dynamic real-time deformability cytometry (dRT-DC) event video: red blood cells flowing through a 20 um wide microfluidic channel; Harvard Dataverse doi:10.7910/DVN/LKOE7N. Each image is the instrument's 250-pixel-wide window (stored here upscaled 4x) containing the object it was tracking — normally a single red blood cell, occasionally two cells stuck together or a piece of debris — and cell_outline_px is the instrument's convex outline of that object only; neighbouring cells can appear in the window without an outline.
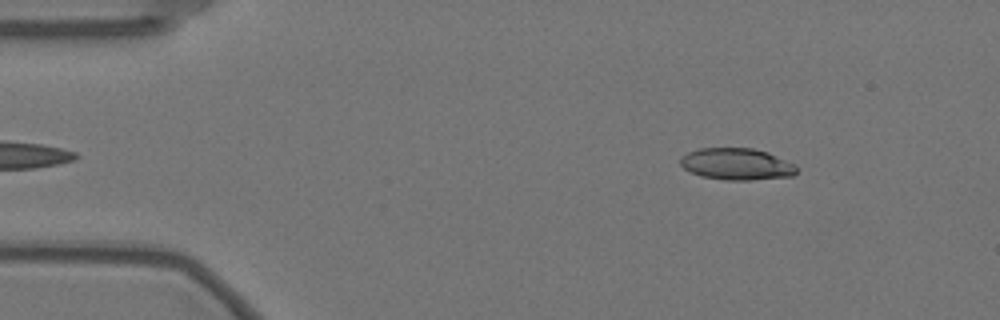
{"species": "Egyptian fruit bat (a non-hibernating species)", "species_latin": "Rousettus aegyptiacus", "temperature_condition": "warm", "stored_images_in_passage": 56, "camera_frame_rate_fps": 3000, "um_per_image_px": 0.085, "animal": {"sex": "female"}, "frame": {"image": 1, "passage_image": 7, "time_ms": 2.0, "image_size_px": [1000, 320], "cell_outline_px": [[796, 172], [792, 176], [752, 180], [724, 180], [700, 176], [684, 168], [680, 164], [680, 160], [688, 152], [700, 148], [752, 148], [768, 152], [796, 164]], "centroid_in_image_um": [62.64, 13.95], "position_along_channel_um": 22.4, "area_um2": 21.5}}
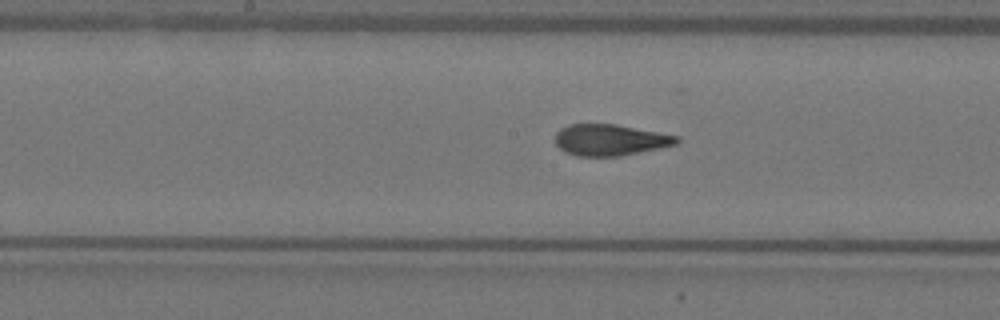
{"frame": {"image": 2, "passage_image": 28, "time_ms": 9.0, "image_size_px": [1000, 320], "cell_outline_px": [[680, 140], [676, 144], [660, 148], [620, 156], [576, 156], [564, 152], [556, 144], [556, 132], [560, 128], [568, 124], [616, 124], [680, 136]], "centroid_in_image_um": [51.86, 11.89], "position_along_channel_um": 196.3, "area_um2": 22.25}}
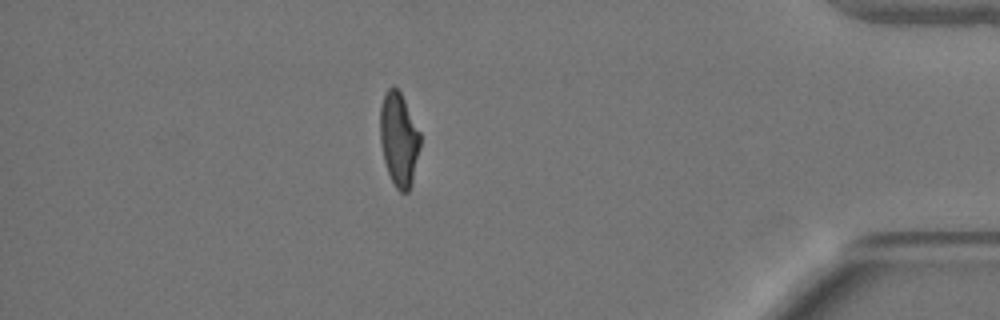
{"frame": {"image": 3, "passage_image": 49, "time_ms": 16.0, "image_size_px": [1000, 320], "cell_outline_px": [[420, 148], [412, 180], [408, 192], [400, 192], [396, 188], [388, 172], [384, 160], [380, 140], [380, 104], [388, 88], [392, 84], [400, 92], [420, 132]], "centroid_in_image_um": [33.89, 11.82], "position_along_channel_um": 401.3, "area_um2": 21.68}, "authors_computed_cell_mechanics": {"area_um2": 22.4842, "velocity_mm_per_s": 3.5424, "shape_relaxation_time_tau1_ms": 8.8907, "shape_relaxation_time_tau2_ms": 1.1684, "deformation_change_tau1": 0.2541, "deformation_change_tau2": 0.0864}}